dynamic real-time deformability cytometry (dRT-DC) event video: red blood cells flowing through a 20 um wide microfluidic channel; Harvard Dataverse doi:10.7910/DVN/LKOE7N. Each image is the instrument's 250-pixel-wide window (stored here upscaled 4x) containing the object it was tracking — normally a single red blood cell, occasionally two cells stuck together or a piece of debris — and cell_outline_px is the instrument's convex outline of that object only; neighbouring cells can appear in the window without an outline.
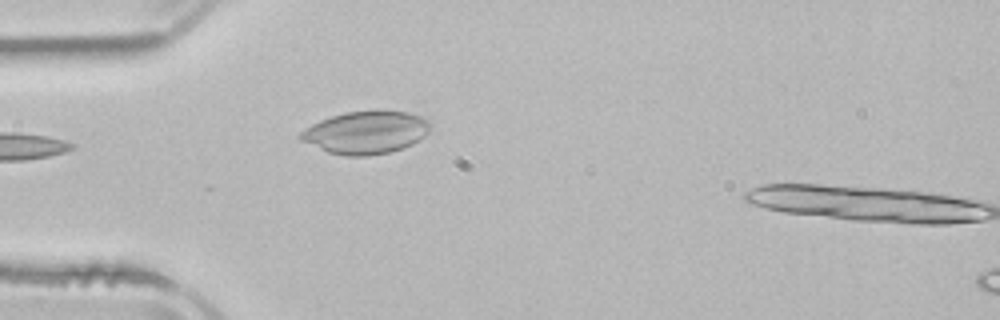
{"species": "common noctule bat (a hibernating species)", "species_latin": "Nyctalus noctula", "temperature_condition": "room temperature", "stored_images_in_passage": 4, "camera_frame_rate_fps": 3000, "um_per_image_px": 0.085, "animal": {"sex": "male", "body_mass_g": 21.5, "forearm_length_mm": 52.0}, "frame": {"image": 1, "passage_image": 3, "time_ms": 3.333, "image_size_px": [1000, 320], "cell_outline_px": [[432, 128], [424, 136], [412, 144], [404, 148], [388, 152], [368, 156], [344, 156], [328, 152], [300, 140], [296, 136], [300, 132], [312, 124], [320, 120], [344, 112], [408, 112], [420, 116], [428, 120], [432, 124]], "centroid_in_image_um": [31.09, 11.28], "position_along_channel_um": 53.9, "area_um2": 32.02}}